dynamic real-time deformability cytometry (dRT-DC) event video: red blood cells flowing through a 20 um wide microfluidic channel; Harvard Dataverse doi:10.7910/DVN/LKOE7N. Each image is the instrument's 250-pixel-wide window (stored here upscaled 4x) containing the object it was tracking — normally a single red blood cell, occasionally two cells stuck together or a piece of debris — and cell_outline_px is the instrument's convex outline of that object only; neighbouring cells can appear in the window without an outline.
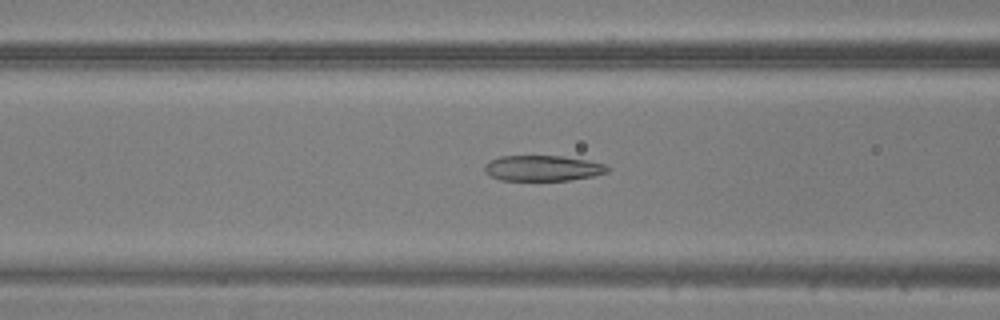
{"species": "common noctule bat (a hibernating species)", "species_latin": "Nyctalus noctula", "temperature_condition": "warm", "stored_images_in_passage": 42, "camera_frame_rate_fps": 3000, "um_per_image_px": 0.085, "animal": {"sex": "male", "body_mass_g": 20.5, "forearm_length_mm": 52.5}, "frame": {"image": 1, "passage_image": 13, "time_ms": 4.0, "image_size_px": [1000, 320], "cell_outline_px": [[612, 168], [608, 172], [592, 176], [568, 180], [500, 180], [484, 172], [484, 164], [500, 156], [564, 156], [588, 160], [604, 164]], "centroid_in_image_um": [46.15, 14.29], "position_along_channel_um": 120.5, "area_um2": 18.32}}
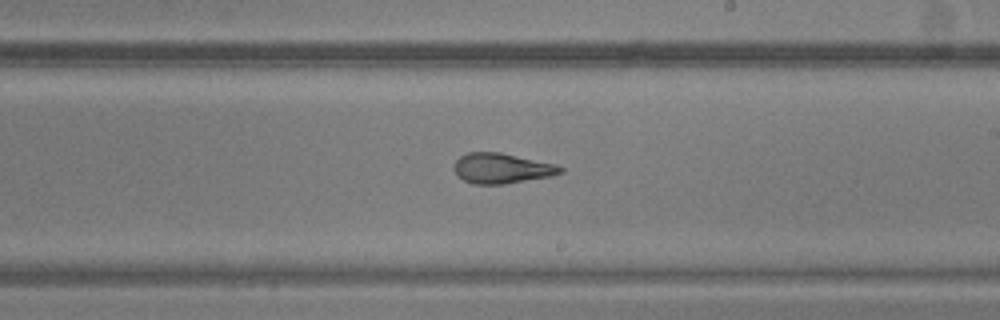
{"frame": {"image": 2, "passage_image": 22, "time_ms": 7.0, "image_size_px": [1000, 320], "cell_outline_px": [[564, 172], [552, 176], [504, 184], [472, 184], [464, 180], [452, 168], [456, 160], [460, 156], [468, 152], [500, 152], [556, 164], [564, 168]], "centroid_in_image_um": [42.66, 14.3], "position_along_channel_um": 246.3, "area_um2": 18.79}}
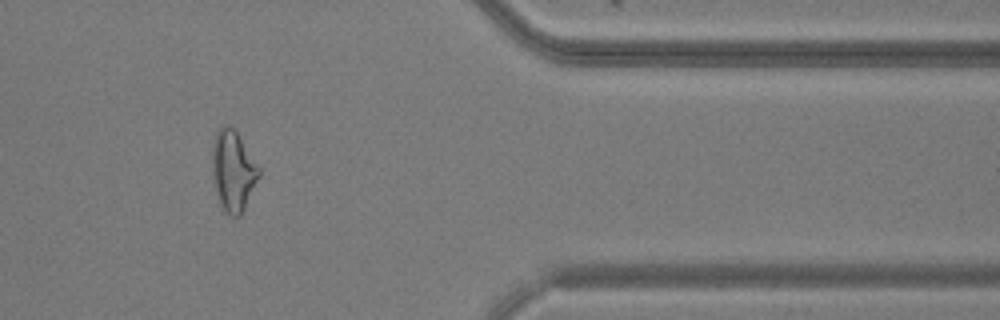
{"frame": {"image": 3, "passage_image": 34, "time_ms": 11.0, "image_size_px": [1000, 320], "cell_outline_px": [[260, 176], [240, 216], [232, 216], [224, 212], [220, 204], [216, 192], [212, 172], [212, 144], [216, 132], [224, 124], [228, 124], [236, 132], [260, 168]], "centroid_in_image_um": [19.8, 14.52], "position_along_channel_um": 391.6, "area_um2": 21.79}}